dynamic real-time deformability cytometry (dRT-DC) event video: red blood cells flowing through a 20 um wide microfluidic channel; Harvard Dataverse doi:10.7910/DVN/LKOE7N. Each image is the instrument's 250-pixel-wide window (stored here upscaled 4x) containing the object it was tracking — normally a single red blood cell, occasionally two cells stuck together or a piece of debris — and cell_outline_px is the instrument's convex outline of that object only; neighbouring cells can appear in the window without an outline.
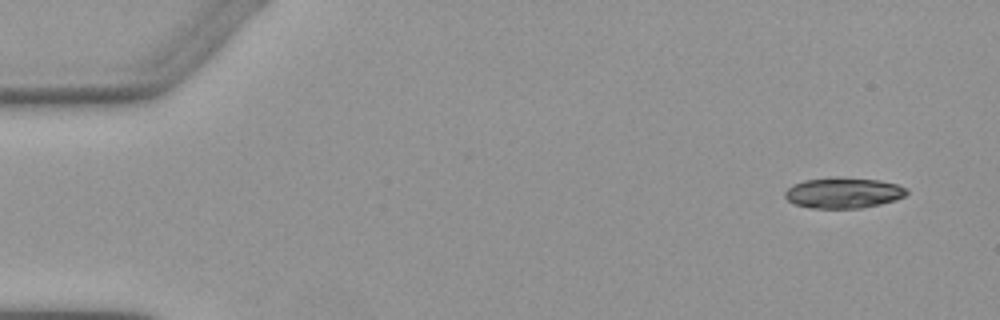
{"species": "Egyptian fruit bat (a non-hibernating species)", "species_latin": "Rousettus aegyptiacus", "temperature_condition": "warm", "stored_images_in_passage": 6, "camera_frame_rate_fps": 3000, "um_per_image_px": 0.085, "animal": {"sex": "female"}, "frame": {"image": 1, "passage_image": 1, "time_ms": 0.0, "image_size_px": [1000, 320], "cell_outline_px": [[908, 192], [904, 196], [896, 200], [880, 204], [860, 208], [812, 208], [796, 204], [788, 200], [784, 196], [784, 192], [792, 184], [804, 180], [836, 176], [880, 180], [896, 184], [908, 188]], "centroid_in_image_um": [71.69, 16.37], "position_along_channel_um": 13.3, "area_um2": 21.96}}
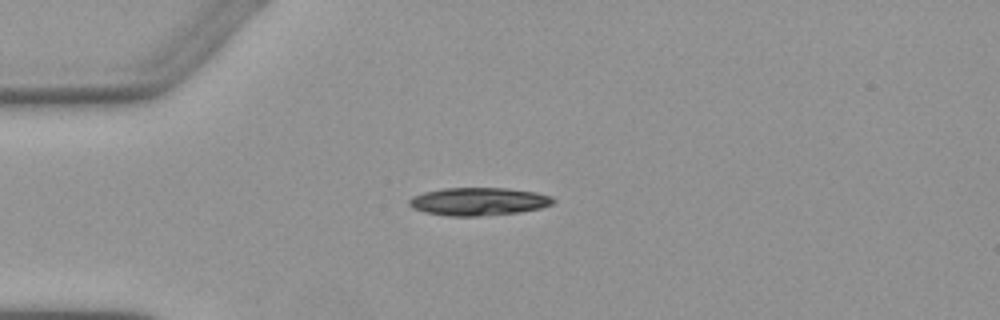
{"frame": {"image": 2, "passage_image": 4, "time_ms": 3.333, "image_size_px": [1000, 320], "cell_outline_px": [[556, 200], [552, 204], [540, 208], [520, 212], [476, 216], [448, 216], [424, 212], [412, 208], [408, 204], [408, 200], [412, 196], [424, 192], [444, 188], [508, 188], [536, 192], [552, 196]], "centroid_in_image_um": [40.67, 17.12], "position_along_channel_um": 44.3, "area_um2": 23.52}}
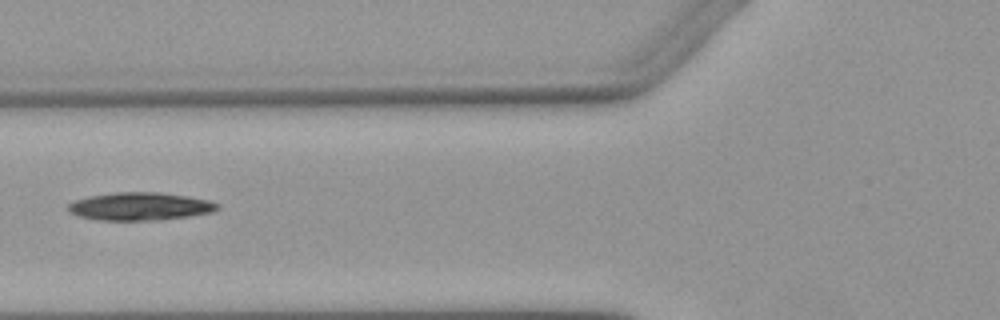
{"frame": {"image": 3, "passage_image": 6, "time_ms": 5.667, "image_size_px": [1000, 320], "cell_outline_px": [[220, 208], [216, 212], [192, 216], [160, 220], [96, 220], [80, 216], [68, 212], [68, 204], [76, 200], [88, 196], [116, 192], [160, 192], [188, 196], [208, 200], [220, 204]], "centroid_in_image_um": [11.96, 17.54], "position_along_channel_um": 113.8, "area_um2": 24.57}}